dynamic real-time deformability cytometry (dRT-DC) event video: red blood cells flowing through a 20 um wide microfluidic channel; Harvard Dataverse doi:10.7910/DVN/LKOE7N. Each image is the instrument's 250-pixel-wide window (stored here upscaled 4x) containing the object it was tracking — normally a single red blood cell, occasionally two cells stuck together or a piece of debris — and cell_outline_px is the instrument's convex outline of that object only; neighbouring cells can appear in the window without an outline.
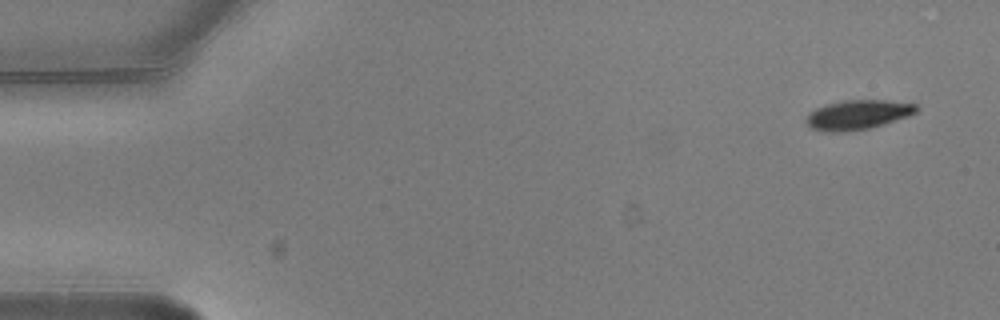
{"species": "common noctule bat (a hibernating species)", "species_latin": "Nyctalus noctula", "temperature_condition": "warm", "stored_images_in_passage": 5, "camera_frame_rate_fps": 3000, "um_per_image_px": 0.085, "animal": {"sex": "male", "body_mass_g": 20.5, "forearm_length_mm": 52.5}, "frame": {"image": 1, "passage_image": 1, "time_ms": 0.0, "image_size_px": [1000, 320], "cell_outline_px": [[920, 108], [916, 112], [908, 116], [884, 124], [868, 128], [844, 132], [824, 132], [808, 128], [804, 120], [808, 112], [816, 108], [828, 104], [844, 100], [884, 100], [916, 104]], "centroid_in_image_um": [72.85, 9.76], "position_along_channel_um": 12.1, "area_um2": 19.13}}